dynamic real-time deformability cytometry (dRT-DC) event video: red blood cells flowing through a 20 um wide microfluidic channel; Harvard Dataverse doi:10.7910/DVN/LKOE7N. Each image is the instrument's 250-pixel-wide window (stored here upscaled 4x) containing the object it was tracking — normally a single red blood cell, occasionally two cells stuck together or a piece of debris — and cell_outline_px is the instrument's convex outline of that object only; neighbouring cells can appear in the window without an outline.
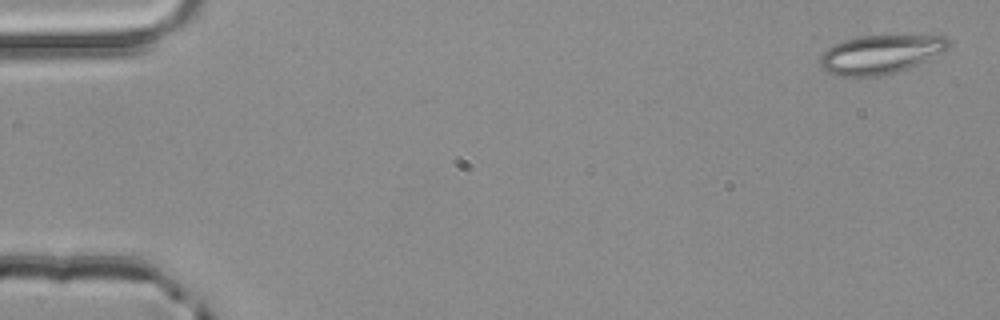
{"species": "common noctule bat (a hibernating species)", "species_latin": "Nyctalus noctula", "temperature_condition": "room temperature", "stored_images_in_passage": 4, "camera_frame_rate_fps": 3000, "um_per_image_px": 0.085, "animal": {"sex": "male", "body_mass_g": 20.4}, "frame": {"image": 1, "passage_image": 1, "time_ms": 0.0, "image_size_px": [1000, 320], "cell_outline_px": [[948, 48], [944, 52], [908, 68], [888, 76], [836, 76], [828, 72], [820, 64], [820, 56], [832, 44], [844, 40], [860, 36], [944, 36], [948, 40]], "centroid_in_image_um": [74.82, 4.64], "position_along_channel_um": 10.2, "area_um2": 28.9}}